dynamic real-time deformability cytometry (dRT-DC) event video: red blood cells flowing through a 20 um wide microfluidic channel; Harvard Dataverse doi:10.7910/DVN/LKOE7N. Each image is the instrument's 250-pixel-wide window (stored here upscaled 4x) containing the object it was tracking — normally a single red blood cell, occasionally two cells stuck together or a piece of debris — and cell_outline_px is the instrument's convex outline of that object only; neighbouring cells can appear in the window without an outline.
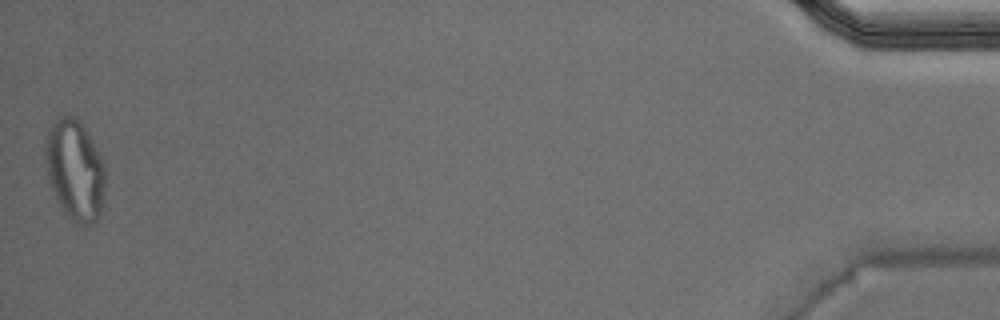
{"species": "Egyptian fruit bat (a non-hibernating species)", "species_latin": "Rousettus aegyptiacus", "temperature_condition": "warm", "stored_images_in_passage": 51, "camera_frame_rate_fps": 3000, "um_per_image_px": 0.085, "animal": {"sex": "male"}, "frame": {"image": 1, "passage_image": 51, "time_ms": 16.667, "image_size_px": [1000, 320], "cell_outline_px": [[104, 196], [100, 212], [96, 220], [88, 224], [76, 224], [68, 216], [60, 204], [52, 188], [48, 176], [44, 156], [44, 148], [48, 132], [52, 124], [60, 116], [72, 116], [80, 120], [84, 124], [104, 160]], "centroid_in_image_um": [6.38, 14.4], "position_along_channel_um": 428.8, "area_um2": 35.03}, "authors_computed_cell_mechanics": {"area_um2": 20.6924, "velocity_mm_per_s": 3.9333, "shape_relaxation_time_tau1_ms": null, "shape_relaxation_time_tau2_ms": 1.3143, "deformation_change_tau1": null, "deformation_change_tau2": 0.0898}}